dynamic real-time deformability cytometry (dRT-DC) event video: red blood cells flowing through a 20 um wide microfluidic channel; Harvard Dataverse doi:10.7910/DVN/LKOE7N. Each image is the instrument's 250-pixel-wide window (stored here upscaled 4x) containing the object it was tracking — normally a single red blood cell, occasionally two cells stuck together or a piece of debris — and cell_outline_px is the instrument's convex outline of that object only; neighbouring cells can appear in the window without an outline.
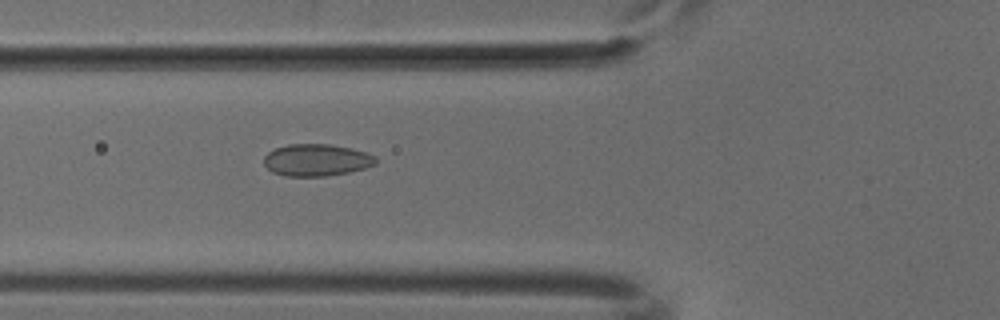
{"species": "common noctule bat (a hibernating species)", "species_latin": "Nyctalus noctula", "temperature_condition": "cold", "stored_images_in_passage": 42, "camera_frame_rate_fps": 3000, "um_per_image_px": 0.085, "animal": {"sex": "male", "body_mass_g": 18.8}, "frame": {"image": 1, "passage_image": 10, "time_ms": 3.0, "image_size_px": [1000, 320], "cell_outline_px": [[376, 164], [364, 168], [348, 172], [324, 176], [284, 176], [272, 172], [264, 164], [264, 156], [268, 152], [276, 148], [288, 144], [328, 144], [352, 148], [376, 156]], "centroid_in_image_um": [26.89, 13.6], "position_along_channel_um": 98.9, "area_um2": 20.81}}
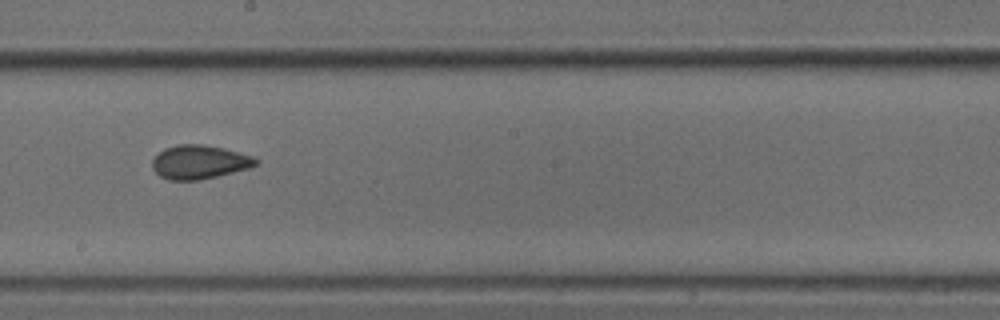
{"frame": {"image": 2, "passage_image": 20, "time_ms": 6.333, "image_size_px": [1000, 320], "cell_outline_px": [[260, 164], [248, 168], [200, 180], [168, 180], [160, 176], [152, 168], [152, 160], [164, 148], [176, 144], [204, 144], [224, 148], [252, 156], [260, 160]], "centroid_in_image_um": [16.95, 13.76], "position_along_channel_um": 231.2, "area_um2": 20.46}}
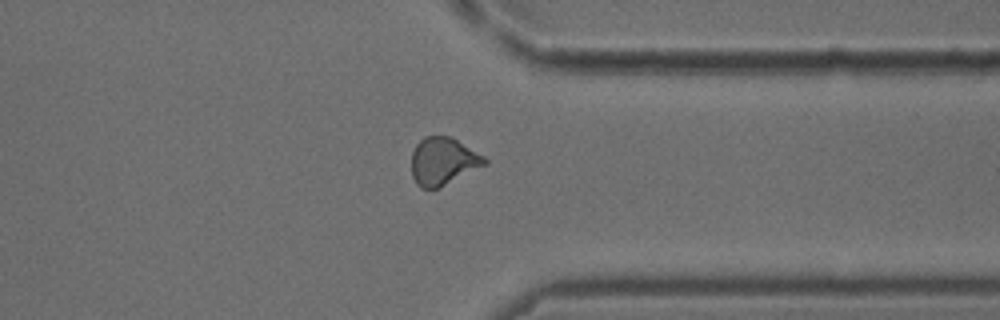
{"frame": {"image": 3, "passage_image": 31, "time_ms": 10.0, "image_size_px": [1000, 320], "cell_outline_px": [[488, 164], [440, 188], [420, 188], [416, 184], [412, 176], [412, 152], [416, 144], [424, 136], [448, 136], [456, 140], [484, 156], [488, 160]], "centroid_in_image_um": [37.66, 13.73], "position_along_channel_um": 373.7, "area_um2": 20.35}}